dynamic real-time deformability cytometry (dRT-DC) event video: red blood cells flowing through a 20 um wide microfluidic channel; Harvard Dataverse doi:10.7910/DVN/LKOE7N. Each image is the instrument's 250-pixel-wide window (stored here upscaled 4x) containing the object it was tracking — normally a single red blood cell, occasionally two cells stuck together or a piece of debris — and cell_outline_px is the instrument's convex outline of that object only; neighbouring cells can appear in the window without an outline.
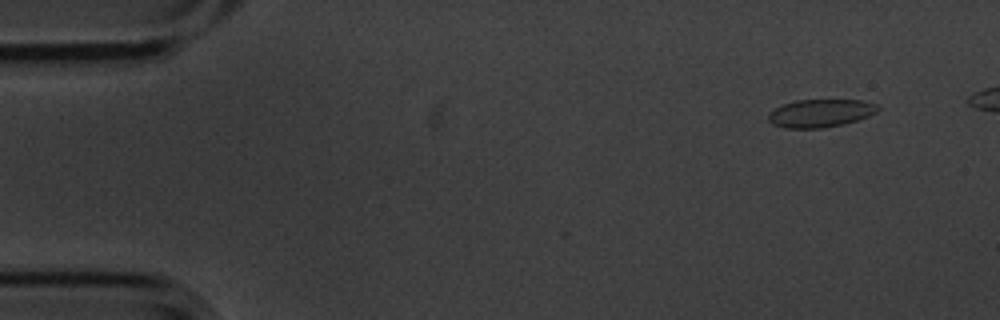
{"species": "common noctule bat (a hibernating species)", "species_latin": "Nyctalus noctula", "temperature_condition": "cold", "stored_images_in_passage": 5, "camera_frame_rate_fps": 3000, "um_per_image_px": 0.085, "animal": {"sex": "male", "body_mass_g": 20.1, "forearm_length_mm": 53.5}, "frame": {"image": 1, "passage_image": 1, "time_ms": 0.0, "image_size_px": [1000, 320], "cell_outline_px": [[880, 108], [876, 112], [868, 116], [844, 124], [824, 128], [784, 128], [772, 124], [768, 120], [768, 112], [784, 104], [796, 100], [860, 100], [876, 104]], "centroid_in_image_um": [69.71, 9.63], "position_along_channel_um": 15.3, "area_um2": 17.8}}